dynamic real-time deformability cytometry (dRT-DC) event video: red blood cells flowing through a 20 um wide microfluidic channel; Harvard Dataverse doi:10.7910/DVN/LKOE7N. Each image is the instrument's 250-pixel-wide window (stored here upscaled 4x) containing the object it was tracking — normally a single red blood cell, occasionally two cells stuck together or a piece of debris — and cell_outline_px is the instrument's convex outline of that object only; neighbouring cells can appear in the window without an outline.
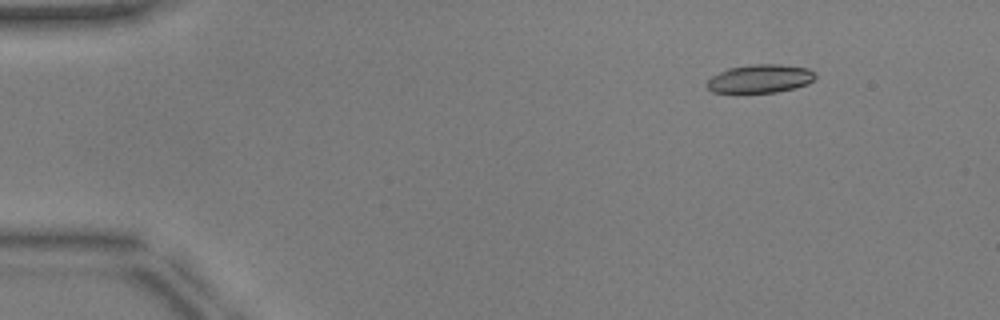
{"species": "common noctule bat (a hibernating species)", "species_latin": "Nyctalus noctula", "temperature_condition": "warm", "stored_images_in_passage": 46, "camera_frame_rate_fps": 3000, "um_per_image_px": 0.085, "animal": {"sex": "male", "body_mass_g": 17.9, "forearm_length_mm": 54.2}, "frame": {"image": 1, "passage_image": 1, "time_ms": 0.0, "image_size_px": [1000, 320], "cell_outline_px": [[816, 76], [808, 84], [796, 88], [776, 92], [712, 92], [708, 88], [708, 80], [712, 76], [728, 68], [752, 64], [780, 64], [808, 68]], "centroid_in_image_um": [64.63, 6.68], "position_along_channel_um": 20.4, "area_um2": 17.74}}
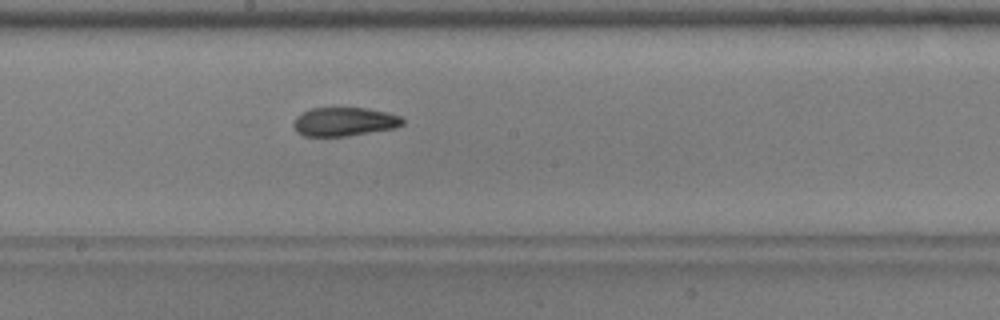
{"frame": {"image": 2, "passage_image": 23, "time_ms": 7.333, "image_size_px": [1000, 320], "cell_outline_px": [[404, 124], [396, 128], [348, 136], [304, 136], [296, 132], [292, 124], [296, 116], [300, 112], [312, 108], [368, 108], [388, 112], [400, 116], [404, 120]], "centroid_in_image_um": [29.26, 10.34], "position_along_channel_um": 218.9, "area_um2": 18.55}}
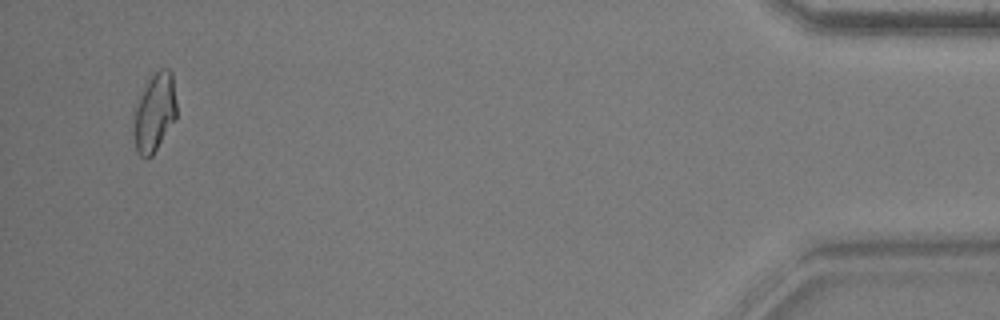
{"frame": {"image": 3, "passage_image": 44, "time_ms": 14.333, "image_size_px": [1000, 320], "cell_outline_px": [[176, 120], [152, 156], [144, 160], [140, 156], [136, 148], [132, 132], [132, 112], [148, 76], [160, 68], [168, 68], [172, 72], [176, 104]], "centroid_in_image_um": [13.1, 9.56], "position_along_channel_um": 422.1, "area_um2": 20.46}, "authors_computed_cell_mechanics": {"area_um2": 18.9006, "velocity_mm_per_s": 3.9671, "shape_relaxation_time_tau1_ms": 8.4471, "shape_relaxation_time_tau2_ms": 2.2182, "deformation_change_tau1": 0.2564, "deformation_change_tau2": 0.0905}}